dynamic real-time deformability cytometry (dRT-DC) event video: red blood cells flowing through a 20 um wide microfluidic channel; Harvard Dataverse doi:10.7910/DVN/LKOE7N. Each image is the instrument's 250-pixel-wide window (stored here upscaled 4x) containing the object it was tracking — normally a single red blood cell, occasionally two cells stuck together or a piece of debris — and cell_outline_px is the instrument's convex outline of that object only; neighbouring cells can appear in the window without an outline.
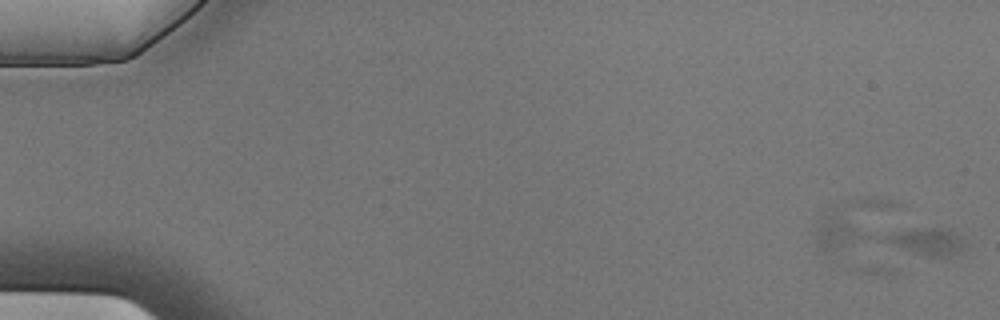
{"species": "Egyptian fruit bat (a non-hibernating species)", "species_latin": "Rousettus aegyptiacus", "temperature_condition": "cold", "stored_images_in_passage": 6, "camera_frame_rate_fps": 3000, "um_per_image_px": 0.085, "animal": {"sex": "male"}, "frame": {"image": 1, "passage_image": 2, "time_ms": 0.333, "image_size_px": [1000, 320], "cell_outline_px": [[968, 248], [952, 256], [924, 256], [876, 240], [880, 236], [892, 232], [912, 228], [948, 228], [964, 236], [968, 240]], "centroid_in_image_um": [78.83, 20.51], "position_along_channel_um": 6.2, "area_um2": 13.53}}